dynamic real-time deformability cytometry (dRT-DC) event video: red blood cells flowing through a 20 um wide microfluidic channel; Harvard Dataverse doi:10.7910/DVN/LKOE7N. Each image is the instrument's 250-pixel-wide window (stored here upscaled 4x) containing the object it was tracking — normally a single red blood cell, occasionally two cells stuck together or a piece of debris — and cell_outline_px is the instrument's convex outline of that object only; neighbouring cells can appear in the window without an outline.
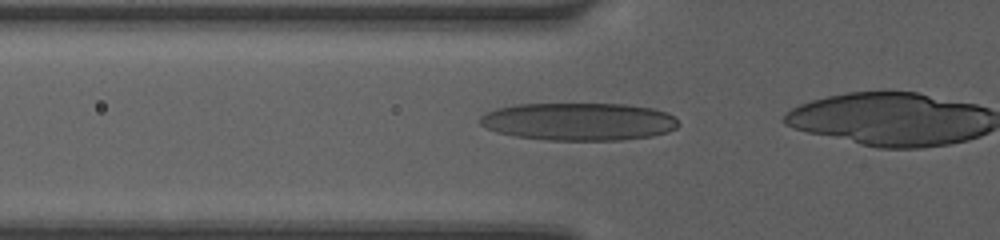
{"species": "human", "species_latin": "Homo sapiens", "temperature_condition": "room temperature", "stored_images_in_passage": 19, "camera_frame_rate_fps": 3000, "um_per_image_px": 0.085, "donor": {"sex": "female"}, "frame": {"image": 1, "passage_image": 14, "time_ms": 4.333, "image_size_px": [1000, 240], "cell_outline_px": [[680, 124], [676, 128], [668, 132], [652, 136], [620, 140], [548, 140], [516, 136], [496, 132], [484, 128], [480, 124], [480, 116], [484, 112], [496, 108], [516, 104], [624, 104], [652, 108], [668, 112], [676, 116]], "centroid_in_image_um": [49.2, 10.33], "position_along_channel_um": 76.6, "area_um2": 44.04}}